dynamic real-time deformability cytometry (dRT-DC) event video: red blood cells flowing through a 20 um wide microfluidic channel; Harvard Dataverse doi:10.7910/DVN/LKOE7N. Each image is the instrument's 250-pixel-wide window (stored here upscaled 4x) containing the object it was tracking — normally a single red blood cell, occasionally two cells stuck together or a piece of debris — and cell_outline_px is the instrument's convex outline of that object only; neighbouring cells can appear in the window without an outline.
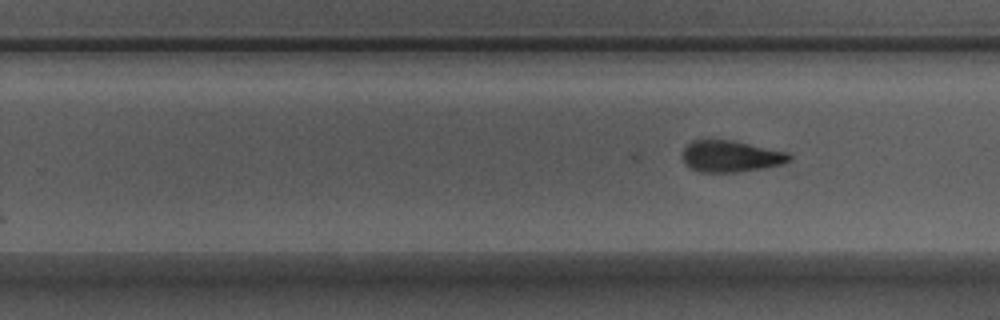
{"species": "Egyptian fruit bat (a non-hibernating species)", "species_latin": "Rousettus aegyptiacus", "temperature_condition": "warm", "stored_images_in_passage": 33, "camera_frame_rate_fps": 3000, "um_per_image_px": 0.085, "animal": {"sex": "male"}, "frame": {"image": 1, "passage_image": 18, "time_ms": 5.667, "image_size_px": [1000, 320], "cell_outline_px": [[792, 160], [784, 164], [736, 172], [700, 172], [692, 168], [684, 160], [684, 148], [692, 140], [700, 136], [736, 140], [788, 152], [792, 156]], "centroid_in_image_um": [62.13, 13.22], "position_along_channel_um": 267.7, "area_um2": 20.17}}